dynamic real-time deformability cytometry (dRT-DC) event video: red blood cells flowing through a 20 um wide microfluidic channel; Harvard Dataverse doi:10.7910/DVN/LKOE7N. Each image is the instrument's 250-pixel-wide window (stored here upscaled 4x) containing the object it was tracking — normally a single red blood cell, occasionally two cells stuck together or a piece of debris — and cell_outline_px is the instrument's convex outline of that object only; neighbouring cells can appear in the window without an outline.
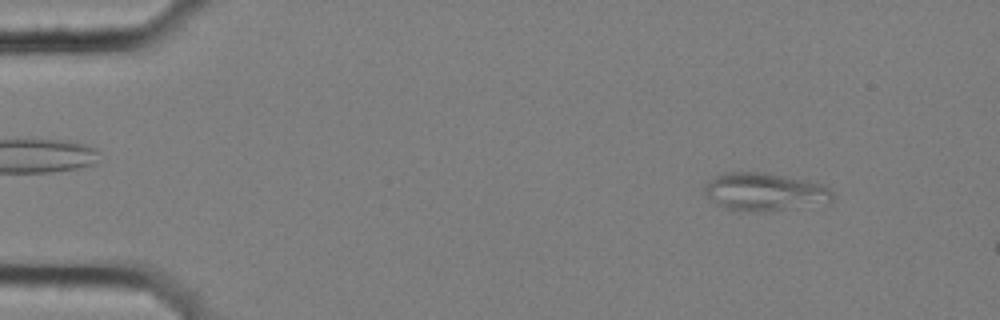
{"species": "common noctule bat (a hibernating species)", "species_latin": "Nyctalus noctula", "temperature_condition": "cold", "stored_images_in_passage": 4, "camera_frame_rate_fps": 3000, "um_per_image_px": 0.085, "animal": {"sex": "female", "body_mass_g": 25.1}, "frame": {"image": 1, "passage_image": 1, "time_ms": 0.0, "image_size_px": [1000, 320], "cell_outline_px": [[832, 200], [828, 204], [780, 208], [728, 208], [716, 204], [704, 192], [704, 184], [708, 180], [724, 172], [768, 172], [824, 184], [832, 192]], "centroid_in_image_um": [65.02, 16.23], "position_along_channel_um": 20.0, "area_um2": 27.28}}